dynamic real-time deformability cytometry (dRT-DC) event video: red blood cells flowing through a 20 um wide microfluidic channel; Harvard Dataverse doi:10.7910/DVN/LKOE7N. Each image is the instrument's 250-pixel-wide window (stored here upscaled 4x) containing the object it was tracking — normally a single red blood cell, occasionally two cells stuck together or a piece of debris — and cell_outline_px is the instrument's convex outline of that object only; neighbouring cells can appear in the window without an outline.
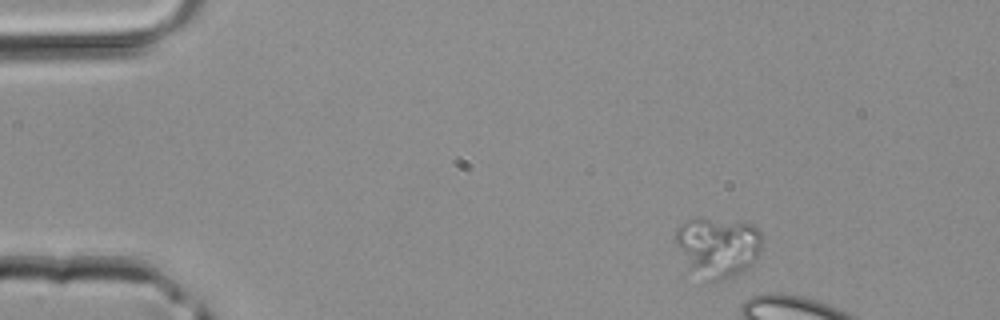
{"species": "common noctule bat (a hibernating species)", "species_latin": "Nyctalus noctula", "temperature_condition": "room temperature", "stored_images_in_passage": 6, "camera_frame_rate_fps": 3000, "um_per_image_px": 0.085, "animal": {"sex": "male", "body_mass_g": 20.4}, "frame": {"image": 1, "passage_image": 1, "time_ms": 0.0, "image_size_px": [1000, 320], "cell_outline_px": [[760, 252], [756, 260], [748, 268], [732, 276], [716, 280], [708, 280], [692, 268], [676, 244], [676, 228], [680, 224], [688, 220], [708, 220], [752, 224], [760, 232]], "centroid_in_image_um": [61.06, 20.98], "position_along_channel_um": 23.9, "area_um2": 28.78}}